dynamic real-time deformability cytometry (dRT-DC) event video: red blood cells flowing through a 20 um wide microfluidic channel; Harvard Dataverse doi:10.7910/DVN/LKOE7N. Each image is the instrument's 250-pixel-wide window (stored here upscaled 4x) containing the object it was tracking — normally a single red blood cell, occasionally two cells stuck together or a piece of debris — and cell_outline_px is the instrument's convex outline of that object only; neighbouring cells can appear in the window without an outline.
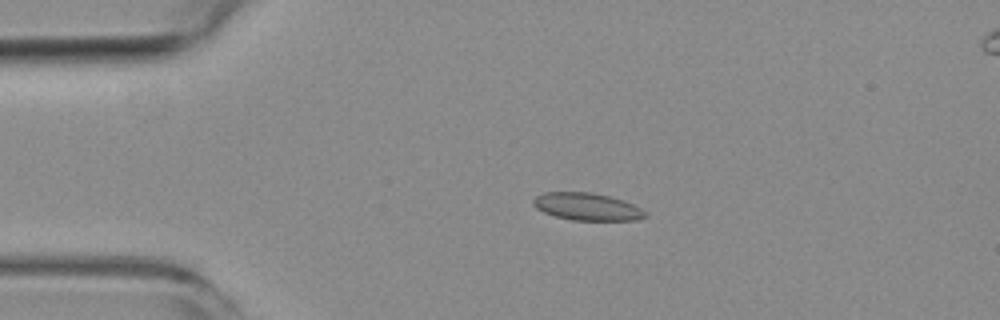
{"species": "common noctule bat (a hibernating species)", "species_latin": "Nyctalus noctula", "temperature_condition": "room temperature", "stored_images_in_passage": 6, "camera_frame_rate_fps": 3000, "um_per_image_px": 0.085, "animal": {"sex": "female", "body_mass_g": 19.3, "forearm_length_mm": 54.1}, "frame": {"image": 1, "passage_image": 4, "time_ms": 3.333, "image_size_px": [1000, 320], "cell_outline_px": [[648, 216], [636, 220], [572, 220], [556, 216], [544, 212], [536, 208], [532, 204], [532, 200], [536, 196], [544, 192], [592, 192], [624, 200], [648, 212]], "centroid_in_image_um": [49.91, 17.56], "position_along_channel_um": 35.1, "area_um2": 17.92}}